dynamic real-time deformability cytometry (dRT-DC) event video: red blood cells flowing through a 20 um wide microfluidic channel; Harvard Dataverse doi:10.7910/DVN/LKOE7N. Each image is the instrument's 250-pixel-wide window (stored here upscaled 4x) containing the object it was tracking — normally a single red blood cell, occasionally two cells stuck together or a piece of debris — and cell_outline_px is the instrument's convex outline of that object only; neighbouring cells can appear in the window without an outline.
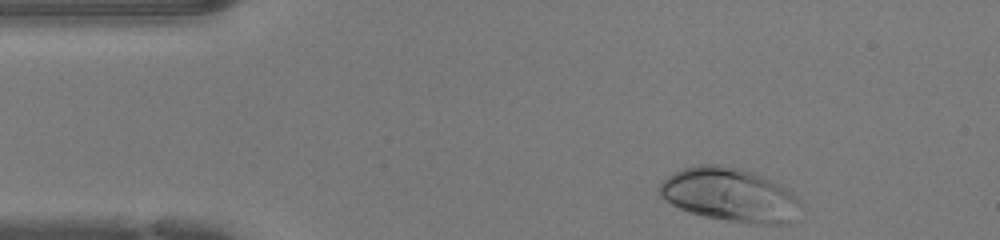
{"species": "human", "species_latin": "Homo sapiens", "temperature_condition": "warm", "stored_images_in_passage": 41, "camera_frame_rate_fps": 3000, "um_per_image_px": 0.085, "donor": {"sex": "female"}, "frame": {"image": 1, "passage_image": 1, "time_ms": 0.0, "image_size_px": [1000, 240], "cell_outline_px": [[796, 200], [788, 224], [756, 224], [728, 220], [704, 216], [688, 212], [672, 204], [660, 196], [656, 188], [672, 172], [696, 164], [720, 164], [740, 168], [752, 172], [772, 180], [792, 192], [796, 196]], "centroid_in_image_um": [61.91, 16.53], "position_along_channel_um": 23.1, "area_um2": 43.41}}
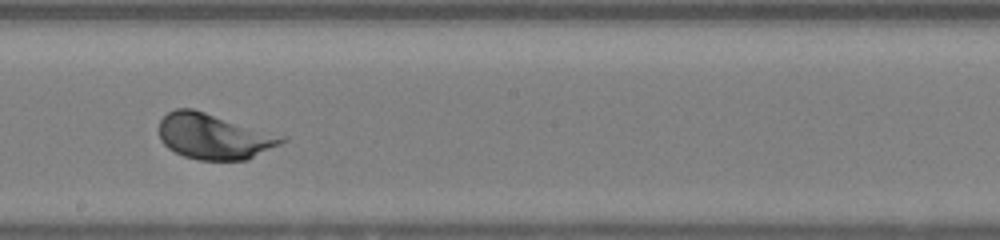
{"frame": {"image": 2, "passage_image": 20, "time_ms": 6.333, "image_size_px": [1000, 240], "cell_outline_px": [[288, 140], [248, 160], [200, 160], [184, 156], [168, 148], [160, 140], [160, 120], [168, 112], [176, 108], [192, 108], [288, 136]], "centroid_in_image_um": [18.23, 11.59], "position_along_channel_um": 230.0, "area_um2": 32.83}}
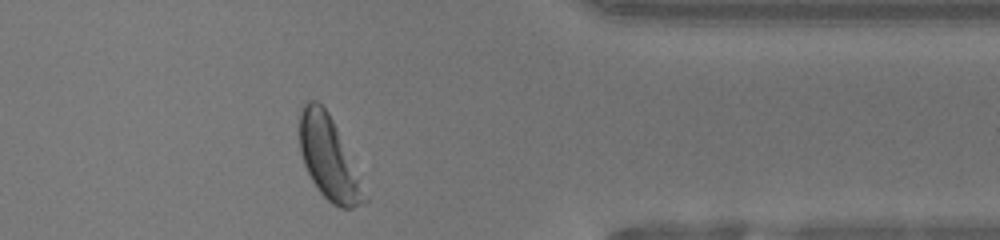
{"frame": {"image": 3, "passage_image": 32, "time_ms": 10.333, "image_size_px": [1000, 240], "cell_outline_px": [[368, 200], [364, 204], [352, 208], [340, 208], [332, 204], [320, 192], [312, 180], [304, 164], [300, 152], [300, 112], [304, 104], [308, 100], [316, 100], [328, 112], [336, 128]], "centroid_in_image_um": [27.9, 13.46], "position_along_channel_um": 383.5, "area_um2": 30.17}}